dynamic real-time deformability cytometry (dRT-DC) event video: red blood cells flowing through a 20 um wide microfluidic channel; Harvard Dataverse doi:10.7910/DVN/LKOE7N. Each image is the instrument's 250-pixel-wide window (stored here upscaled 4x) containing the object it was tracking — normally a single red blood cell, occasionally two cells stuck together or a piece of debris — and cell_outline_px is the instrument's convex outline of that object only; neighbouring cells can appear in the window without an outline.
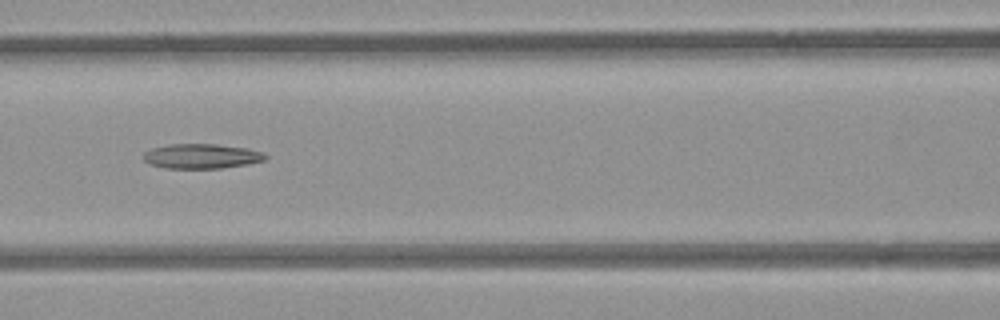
{"species": "common noctule bat (a hibernating species)", "species_latin": "Nyctalus noctula", "temperature_condition": "room temperature", "stored_images_in_passage": 9, "segment_of_instrument_passage": [1, 2], "camera_frame_rate_fps": 3000, "um_per_image_px": 0.085, "animal": {"sex": "female", "body_mass_g": 21.9}, "frame": {"image": 1, "passage_image": 6, "time_ms": 1.667, "image_size_px": [1000, 320], "cell_outline_px": [[268, 156], [264, 160], [248, 164], [220, 168], [164, 168], [148, 164], [144, 160], [144, 152], [152, 148], [168, 144], [216, 144], [248, 148], [264, 152]], "centroid_in_image_um": [17.13, 13.27], "position_along_channel_um": 149.5, "area_um2": 17.69}}
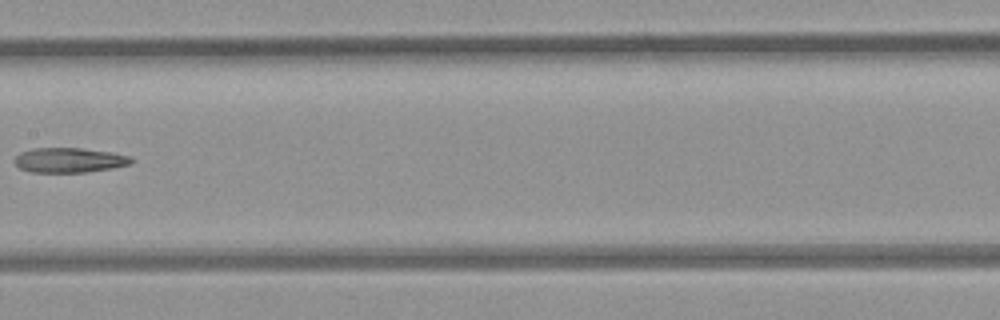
{"frame": {"image": 2, "passage_image": 7, "time_ms": 2.0, "image_size_px": [1000, 320], "cell_outline_px": [[132, 164], [112, 168], [88, 172], [32, 172], [20, 168], [12, 160], [20, 152], [32, 148], [80, 148], [112, 152], [132, 156]], "centroid_in_image_um": [5.9, 13.61], "position_along_channel_um": 201.5, "area_um2": 16.99}}
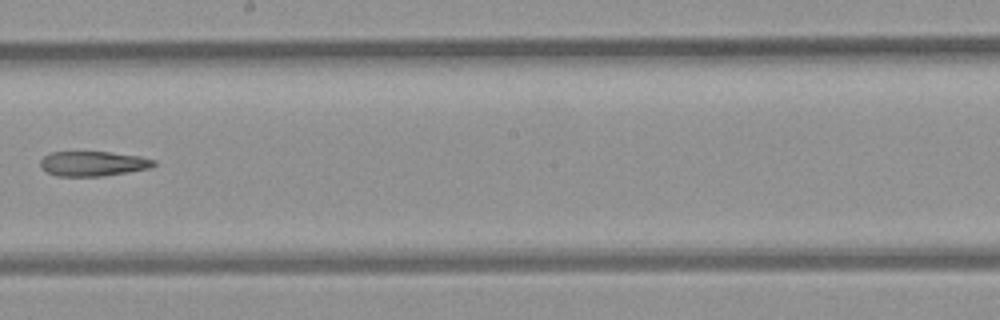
{"frame": {"image": 3, "passage_image": 8, "time_ms": 2.333, "image_size_px": [1000, 320], "cell_outline_px": [[156, 164], [148, 168], [128, 172], [104, 176], [56, 176], [40, 168], [40, 160], [48, 152], [108, 152], [140, 156], [156, 160]], "centroid_in_image_um": [7.88, 13.91], "position_along_channel_um": 240.3, "area_um2": 16.47}}